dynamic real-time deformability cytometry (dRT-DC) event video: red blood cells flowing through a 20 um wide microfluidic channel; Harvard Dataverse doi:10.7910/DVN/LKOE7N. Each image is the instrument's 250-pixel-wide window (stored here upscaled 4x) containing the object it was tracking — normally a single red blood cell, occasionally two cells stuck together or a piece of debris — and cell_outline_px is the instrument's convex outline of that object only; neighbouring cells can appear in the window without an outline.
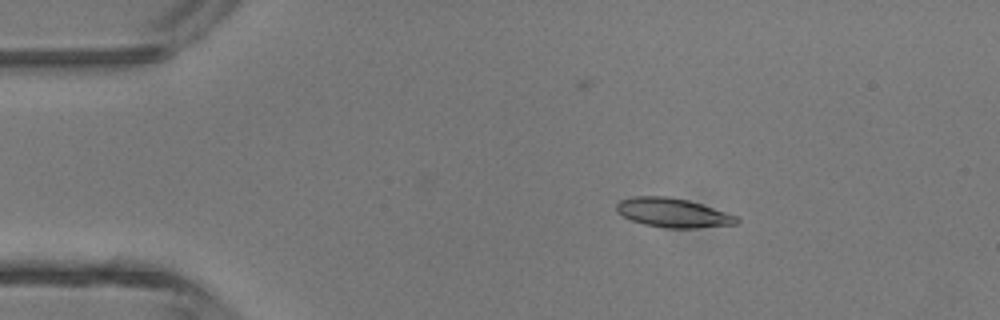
{"species": "common noctule bat (a hibernating species)", "species_latin": "Nyctalus noctula", "temperature_condition": "room temperature", "stored_images_in_passage": 4, "camera_frame_rate_fps": 3000, "um_per_image_px": 0.085, "animal": {"sex": "male", "body_mass_g": 13.3}, "frame": {"image": 1, "passage_image": 2, "time_ms": 0.333, "image_size_px": [1000, 320], "cell_outline_px": [[740, 220], [736, 224], [696, 228], [668, 228], [644, 224], [632, 220], [616, 212], [616, 204], [620, 200], [632, 196], [668, 196], [688, 200], [736, 216]], "centroid_in_image_um": [57.16, 18.08], "position_along_channel_um": 27.8, "area_um2": 20.23}}
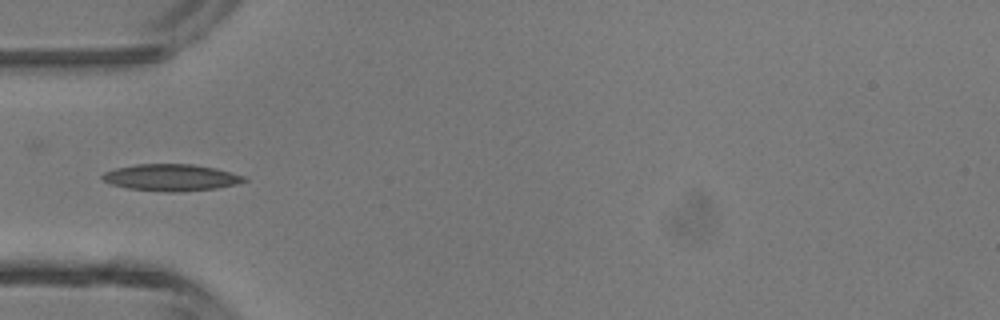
{"frame": {"image": 2, "passage_image": 4, "time_ms": 1.0, "image_size_px": [1000, 320], "cell_outline_px": [[248, 180], [236, 184], [216, 188], [176, 192], [168, 192], [128, 188], [112, 184], [104, 180], [100, 176], [104, 172], [116, 168], [136, 164], [192, 164], [216, 168], [232, 172], [244, 176]], "centroid_in_image_um": [14.56, 15.08], "position_along_channel_um": 70.4, "area_um2": 21.96}}